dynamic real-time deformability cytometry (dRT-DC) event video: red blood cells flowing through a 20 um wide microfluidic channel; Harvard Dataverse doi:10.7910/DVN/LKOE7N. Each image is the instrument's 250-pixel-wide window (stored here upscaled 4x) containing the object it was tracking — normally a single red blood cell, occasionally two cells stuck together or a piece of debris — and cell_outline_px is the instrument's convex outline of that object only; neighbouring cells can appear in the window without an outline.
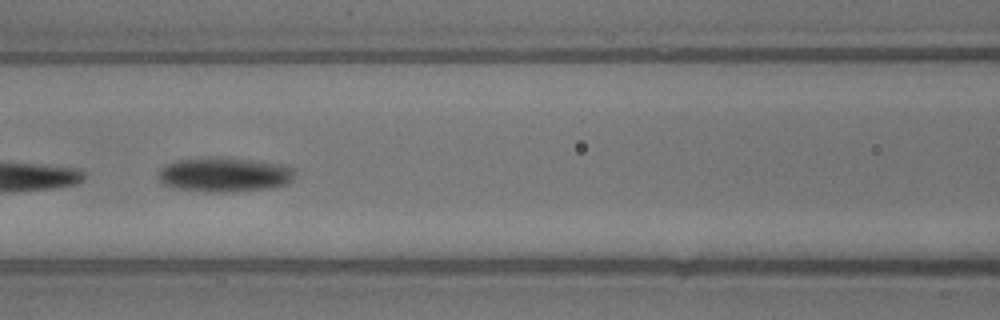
{"species": "common noctule bat (a hibernating species)", "species_latin": "Nyctalus noctula", "temperature_condition": "warm", "stored_images_in_passage": 27, "camera_frame_rate_fps": 3000, "um_per_image_px": 0.085, "animal": {"sex": "male", "body_mass_g": 13.3}, "frame": {"image": 1, "passage_image": 5, "time_ms": 1.333, "image_size_px": [1000, 320], "cell_outline_px": [[296, 176], [288, 184], [276, 188], [232, 192], [204, 192], [180, 188], [160, 184], [156, 172], [164, 164], [176, 160], [220, 156], [252, 160], [280, 164], [296, 168]], "centroid_in_image_um": [19.09, 14.84], "position_along_channel_um": 147.5, "area_um2": 28.26}}
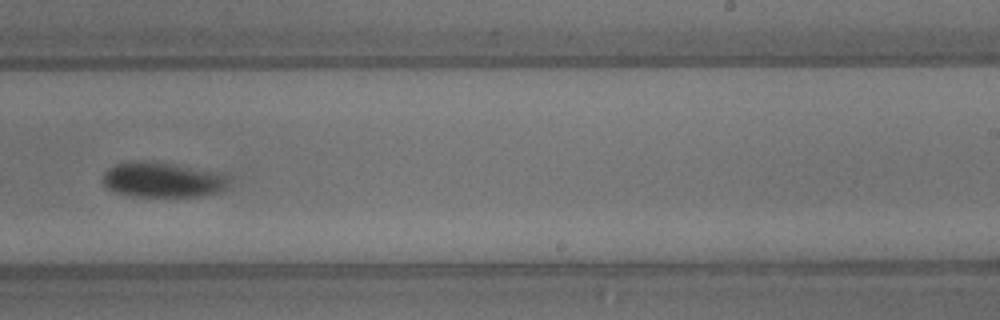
{"frame": {"image": 2, "passage_image": 12, "time_ms": 3.667, "image_size_px": [1000, 320], "cell_outline_px": [[228, 180], [224, 188], [220, 192], [204, 196], [136, 196], [116, 192], [108, 188], [104, 184], [104, 172], [108, 168], [116, 164], [132, 160], [148, 160], [176, 164], [212, 172], [224, 176]], "centroid_in_image_um": [13.76, 15.27], "position_along_channel_um": 275.2, "area_um2": 25.49}}